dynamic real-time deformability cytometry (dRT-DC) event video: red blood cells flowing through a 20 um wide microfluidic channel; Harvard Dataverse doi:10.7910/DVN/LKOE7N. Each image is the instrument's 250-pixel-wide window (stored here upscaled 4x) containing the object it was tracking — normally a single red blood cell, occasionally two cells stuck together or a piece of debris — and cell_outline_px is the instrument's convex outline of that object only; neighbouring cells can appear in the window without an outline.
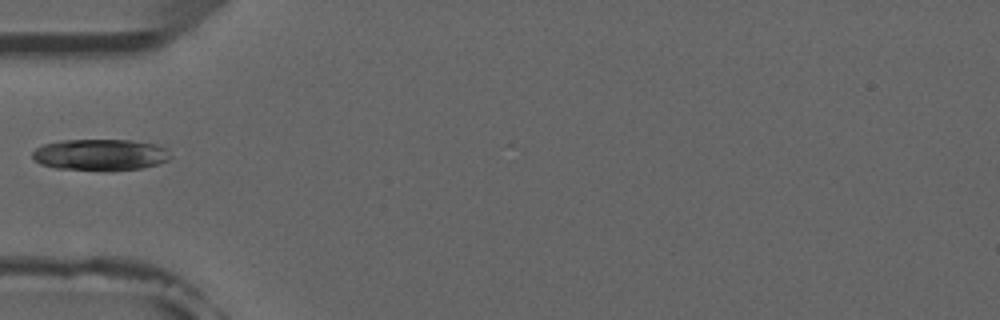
{"species": "common noctule bat (a hibernating species)", "species_latin": "Nyctalus noctula", "temperature_condition": "room temperature", "stored_images_in_passage": 6, "camera_frame_rate_fps": 3000, "um_per_image_px": 0.085, "animal": {"sex": "male", "forearm_length_mm": 52.5}, "frame": {"image": 1, "passage_image": 5, "time_ms": 5.667, "image_size_px": [1000, 320], "cell_outline_px": [[172, 156], [168, 160], [156, 164], [140, 168], [104, 172], [56, 168], [40, 164], [32, 156], [32, 152], [36, 148], [44, 144], [64, 140], [132, 140], [156, 144], [164, 148]], "centroid_in_image_um": [8.51, 13.17], "position_along_channel_um": 76.5, "area_um2": 25.49}}
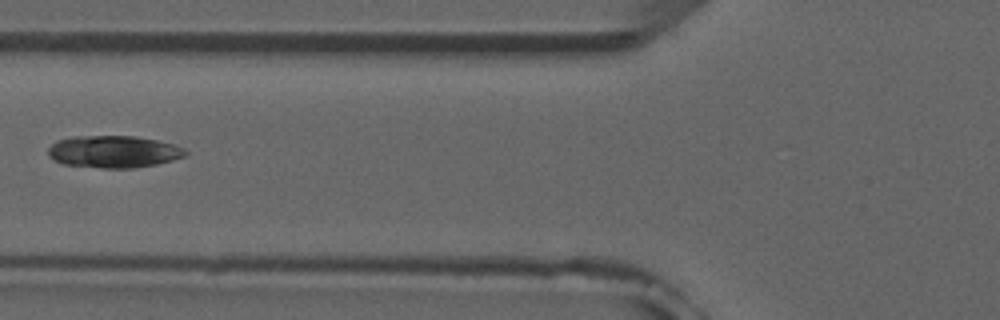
{"frame": {"image": 2, "passage_image": 6, "time_ms": 6.667, "image_size_px": [1000, 320], "cell_outline_px": [[188, 152], [184, 156], [172, 160], [156, 164], [132, 168], [100, 168], [64, 164], [48, 156], [48, 148], [56, 140], [76, 136], [136, 136], [156, 140], [172, 144], [184, 148]], "centroid_in_image_um": [9.64, 12.89], "position_along_channel_um": 116.2, "area_um2": 25.61}}